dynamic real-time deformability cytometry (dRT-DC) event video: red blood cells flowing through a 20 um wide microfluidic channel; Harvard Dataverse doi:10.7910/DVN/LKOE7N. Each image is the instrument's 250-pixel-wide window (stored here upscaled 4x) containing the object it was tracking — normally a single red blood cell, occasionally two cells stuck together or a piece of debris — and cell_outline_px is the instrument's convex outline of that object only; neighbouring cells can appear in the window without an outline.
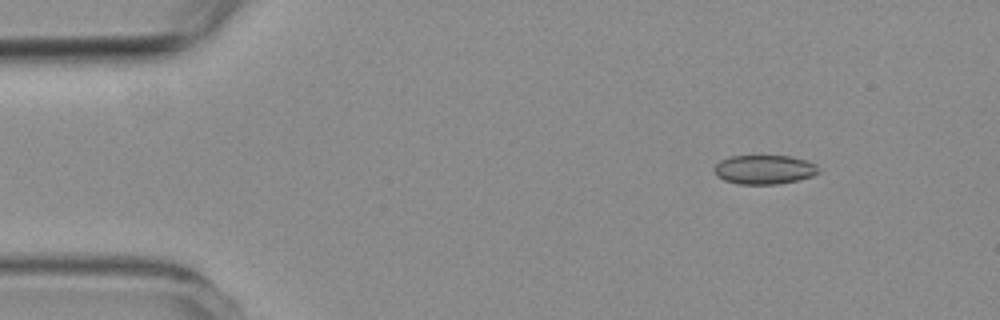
{"species": "common noctule bat (a hibernating species)", "species_latin": "Nyctalus noctula", "temperature_condition": "room temperature", "stored_images_in_passage": 7, "camera_frame_rate_fps": 3000, "um_per_image_px": 0.085, "animal": {"sex": "female", "body_mass_g": 19.3, "forearm_length_mm": 54.1}, "frame": {"image": 1, "passage_image": 1, "time_ms": 0.0, "image_size_px": [1000, 320], "cell_outline_px": [[820, 172], [812, 176], [796, 180], [776, 184], [740, 184], [724, 180], [716, 176], [712, 168], [720, 160], [732, 156], [792, 156], [808, 160], [816, 164], [820, 168]], "centroid_in_image_um": [64.97, 14.4], "position_along_channel_um": 20.0, "area_um2": 17.86}}
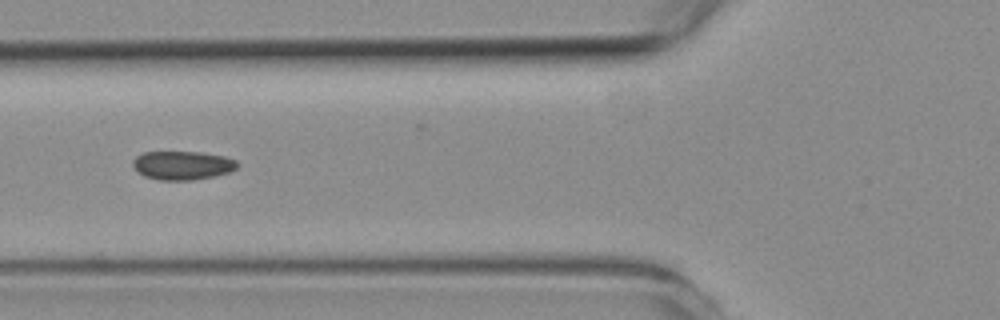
{"frame": {"image": 2, "passage_image": 5, "time_ms": 4.667, "image_size_px": [1000, 320], "cell_outline_px": [[240, 164], [236, 168], [228, 172], [212, 176], [192, 180], [160, 180], [144, 176], [136, 172], [132, 164], [132, 160], [136, 156], [144, 152], [200, 152], [224, 156], [236, 160]], "centroid_in_image_um": [15.47, 14.05], "position_along_channel_um": 110.3, "area_um2": 17.51}}
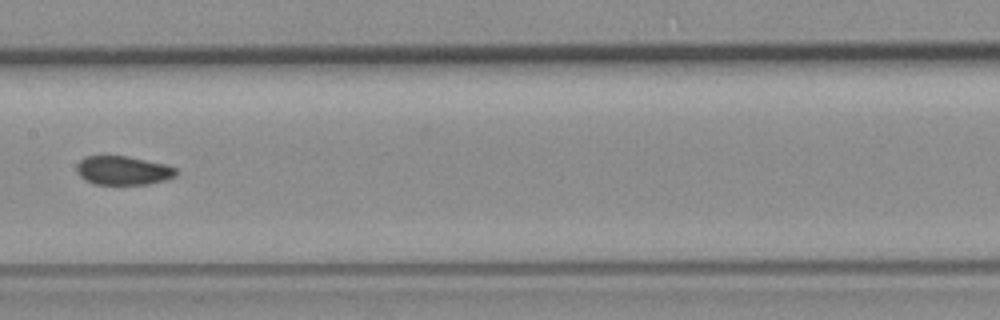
{"frame": {"image": 3, "passage_image": 7, "time_ms": 7.0, "image_size_px": [1000, 320], "cell_outline_px": [[180, 172], [176, 176], [164, 180], [148, 184], [92, 184], [84, 180], [76, 172], [76, 164], [84, 156], [128, 156], [168, 164], [176, 168]], "centroid_in_image_um": [10.47, 14.48], "position_along_channel_um": 196.9, "area_um2": 17.05}}